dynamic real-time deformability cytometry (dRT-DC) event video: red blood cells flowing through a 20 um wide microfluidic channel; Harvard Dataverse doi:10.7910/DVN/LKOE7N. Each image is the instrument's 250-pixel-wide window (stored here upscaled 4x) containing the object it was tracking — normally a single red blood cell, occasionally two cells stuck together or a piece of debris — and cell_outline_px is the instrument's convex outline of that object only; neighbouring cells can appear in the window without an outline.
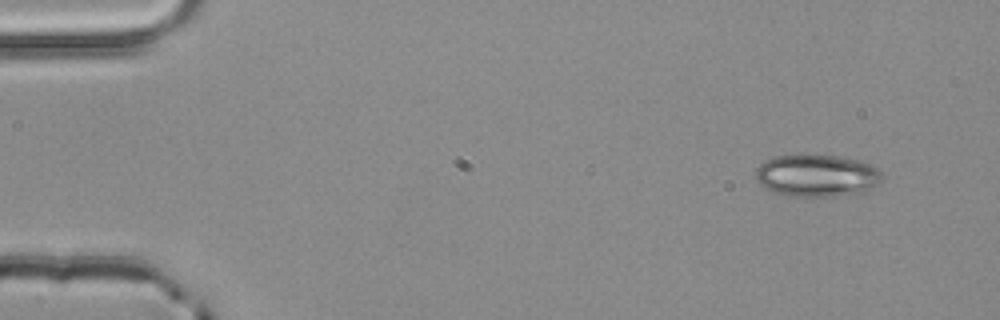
{"species": "common noctule bat (a hibernating species)", "species_latin": "Nyctalus noctula", "temperature_condition": "room temperature", "stored_images_in_passage": 4, "camera_frame_rate_fps": 3000, "um_per_image_px": 0.085, "animal": {"sex": "male", "body_mass_g": 20.4}, "frame": {"image": 1, "passage_image": 1, "time_ms": 0.0, "image_size_px": [1000, 320], "cell_outline_px": [[884, 176], [880, 184], [864, 192], [828, 196], [792, 196], [772, 192], [764, 188], [756, 180], [756, 168], [764, 160], [772, 156], [840, 156], [860, 160], [876, 168]], "centroid_in_image_um": [69.43, 14.93], "position_along_channel_um": 15.6, "area_um2": 31.04}}